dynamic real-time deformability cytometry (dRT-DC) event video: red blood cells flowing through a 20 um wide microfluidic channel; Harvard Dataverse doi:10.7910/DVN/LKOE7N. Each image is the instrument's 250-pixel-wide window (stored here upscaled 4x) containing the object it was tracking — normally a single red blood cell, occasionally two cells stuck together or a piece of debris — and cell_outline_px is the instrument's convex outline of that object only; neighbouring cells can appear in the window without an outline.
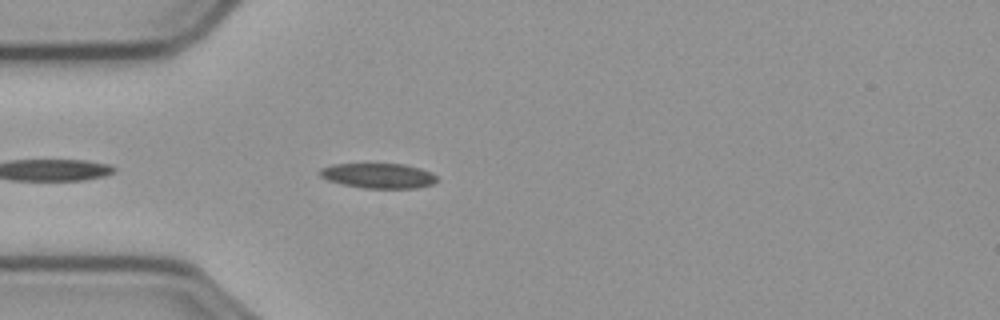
{"species": "common noctule bat (a hibernating species)", "species_latin": "Nyctalus noctula", "temperature_condition": "cold", "stored_images_in_passage": 9, "camera_frame_rate_fps": 3000, "um_per_image_px": 0.085, "animal": {"sex": "male", "body_mass_g": 23.1, "forearm_length_mm": 52.7}, "frame": {"image": 1, "passage_image": 4, "time_ms": 1.0, "image_size_px": [1000, 320], "cell_outline_px": [[436, 180], [432, 184], [416, 188], [364, 188], [344, 184], [328, 180], [320, 176], [320, 168], [332, 164], [404, 164], [420, 168], [432, 172], [436, 176]], "centroid_in_image_um": [32.17, 14.93], "position_along_channel_um": 52.8, "area_um2": 16.94}}
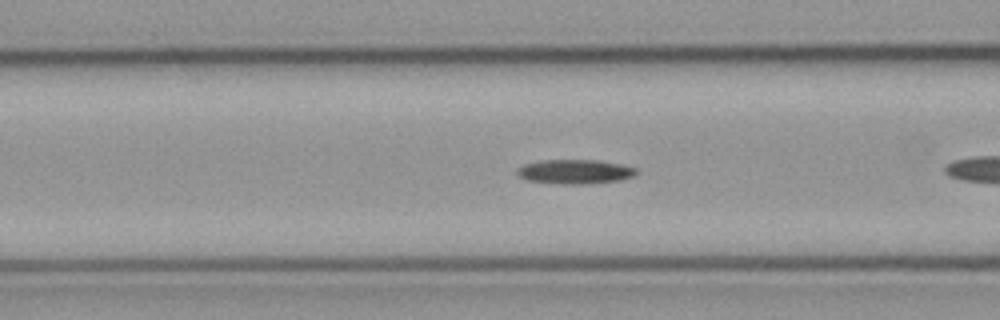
{"frame": {"image": 2, "passage_image": 7, "time_ms": 2.0, "image_size_px": [1000, 320], "cell_outline_px": [[636, 172], [632, 176], [620, 180], [580, 184], [564, 184], [528, 180], [520, 176], [516, 172], [516, 168], [524, 164], [540, 160], [600, 160], [620, 164], [636, 168]], "centroid_in_image_um": [48.84, 14.58], "position_along_channel_um": 117.8, "area_um2": 16.7}}